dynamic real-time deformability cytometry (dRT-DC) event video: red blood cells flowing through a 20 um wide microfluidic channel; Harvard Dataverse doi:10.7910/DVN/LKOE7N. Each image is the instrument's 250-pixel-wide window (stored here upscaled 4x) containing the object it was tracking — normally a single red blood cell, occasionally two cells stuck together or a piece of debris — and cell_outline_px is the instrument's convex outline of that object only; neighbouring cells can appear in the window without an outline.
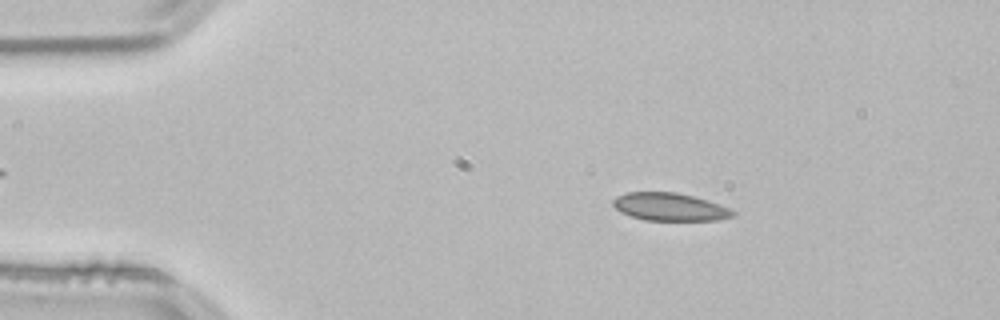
{"species": "common noctule bat (a hibernating species)", "species_latin": "Nyctalus noctula", "temperature_condition": "room temperature", "stored_images_in_passage": 52, "camera_frame_rate_fps": 3000, "um_per_image_px": 0.085, "animal": {"sex": "male", "body_mass_g": 21.5, "forearm_length_mm": 52.0}, "frame": {"image": 1, "passage_image": 8, "time_ms": 2.333, "image_size_px": [1000, 320], "cell_outline_px": [[736, 216], [716, 220], [644, 220], [620, 212], [612, 204], [612, 200], [616, 196], [628, 192], [676, 192], [708, 200], [720, 204], [736, 212]], "centroid_in_image_um": [56.93, 17.58], "position_along_channel_um": 28.1, "area_um2": 19.42}}
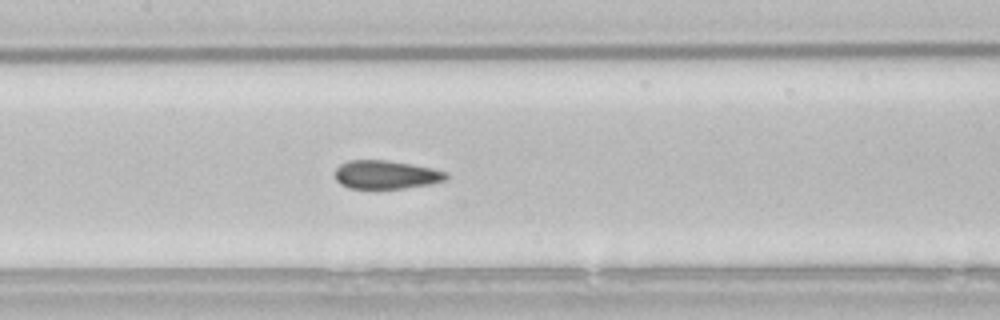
{"frame": {"image": 2, "passage_image": 24, "time_ms": 7.667, "image_size_px": [1000, 320], "cell_outline_px": [[448, 176], [444, 180], [432, 184], [404, 188], [348, 188], [340, 184], [336, 180], [336, 168], [340, 164], [348, 160], [388, 160], [412, 164], [432, 168], [448, 172]], "centroid_in_image_um": [32.82, 14.84], "position_along_channel_um": 174.6, "area_um2": 18.5}}
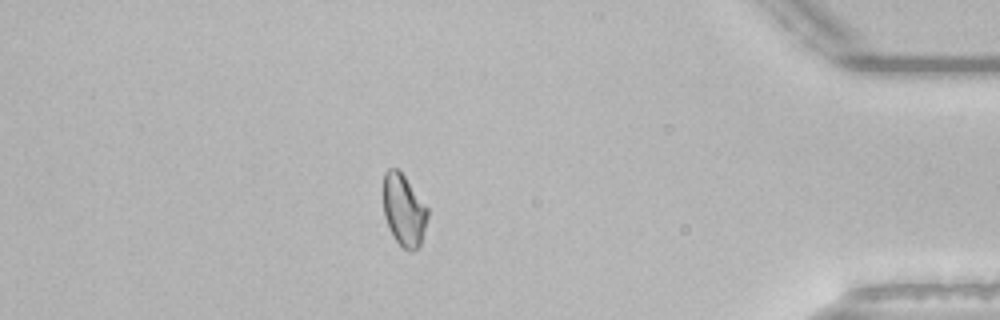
{"frame": {"image": 3, "passage_image": 45, "time_ms": 14.667, "image_size_px": [1000, 320], "cell_outline_px": [[428, 216], [420, 244], [412, 252], [408, 252], [396, 240], [384, 216], [384, 172], [388, 168], [396, 168], [404, 176], [428, 208]], "centroid_in_image_um": [34.33, 17.86], "position_along_channel_um": 400.9, "area_um2": 18.15}, "authors_computed_cell_mechanics": {"area_um2": 19.2185, "velocity_mm_per_s": 3.8351, "shape_relaxation_time_tau1_ms": null, "shape_relaxation_time_tau2_ms": 1.3457, "deformation_change_tau1": null, "deformation_change_tau2": 0.045}}